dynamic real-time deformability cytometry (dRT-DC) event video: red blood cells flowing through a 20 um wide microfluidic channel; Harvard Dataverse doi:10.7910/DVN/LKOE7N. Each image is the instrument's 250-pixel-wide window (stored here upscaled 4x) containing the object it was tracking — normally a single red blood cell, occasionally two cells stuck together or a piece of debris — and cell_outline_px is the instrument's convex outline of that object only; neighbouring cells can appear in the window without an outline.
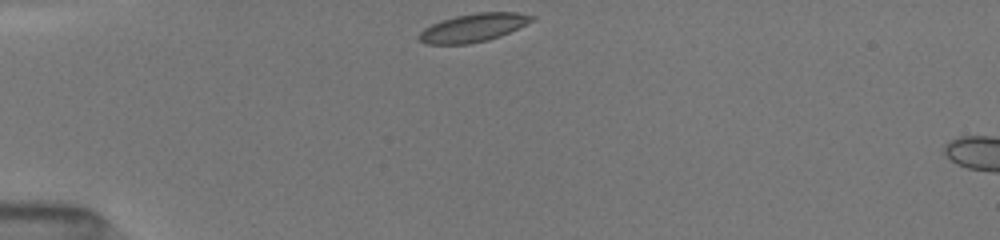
{"species": "common noctule bat (a hibernating species)", "species_latin": "Nyctalus noctula", "temperature_condition": "room temperature", "stored_images_in_passage": 35, "camera_frame_rate_fps": 3000, "um_per_image_px": 0.085, "animal": {"sex": "female", "body_mass_g": 19.5, "forearm_length_mm": 54.1}, "frame": {"image": 1, "passage_image": 1, "time_ms": 0.0, "image_size_px": [1000, 240], "cell_outline_px": [[536, 16], [532, 20], [500, 36], [488, 40], [468, 44], [428, 44], [420, 40], [420, 32], [424, 28], [432, 24], [456, 16], [476, 12], [512, 12]], "centroid_in_image_um": [40.21, 2.35], "position_along_channel_um": 44.8, "area_um2": 18.09}}
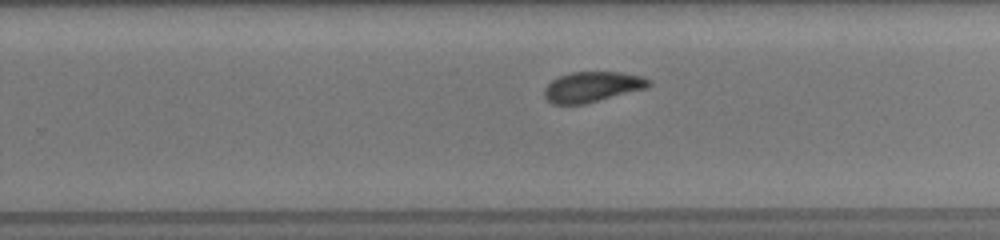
{"frame": {"image": 2, "passage_image": 18, "time_ms": 6.667, "image_size_px": [1000, 240], "cell_outline_px": [[652, 84], [644, 88], [584, 104], [552, 104], [544, 96], [544, 88], [552, 80], [560, 76], [572, 72], [620, 72], [640, 76], [648, 80]], "centroid_in_image_um": [50.28, 7.38], "position_along_channel_um": 279.5, "area_um2": 18.09}}
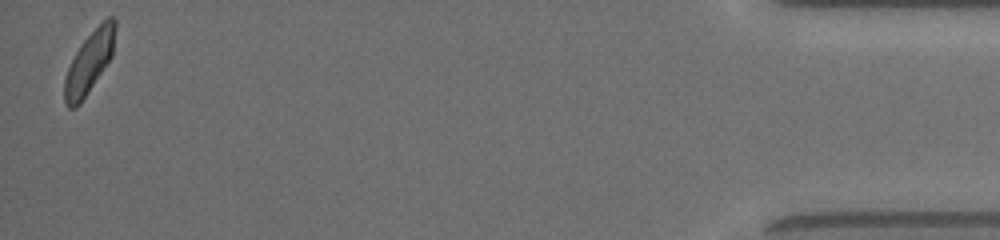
{"frame": {"image": 3, "passage_image": 35, "time_ms": 12.333, "image_size_px": [1000, 240], "cell_outline_px": [[116, 28], [112, 56], [80, 104], [76, 108], [68, 108], [64, 104], [64, 80], [68, 68], [76, 52], [84, 40], [108, 16], [112, 16], [116, 20]], "centroid_in_image_um": [7.59, 5.32], "position_along_channel_um": 427.6, "area_um2": 17.98}, "authors_computed_cell_mechanics": {"area_um2": 18.207, "velocity_mm_per_s": 4.0164, "shape_relaxation_time_tau1_ms": 2.1106, "shape_relaxation_time_tau2_ms": 2.0147, "deformation_change_tau1": 0.1179, "deformation_change_tau2": 0.0773}}